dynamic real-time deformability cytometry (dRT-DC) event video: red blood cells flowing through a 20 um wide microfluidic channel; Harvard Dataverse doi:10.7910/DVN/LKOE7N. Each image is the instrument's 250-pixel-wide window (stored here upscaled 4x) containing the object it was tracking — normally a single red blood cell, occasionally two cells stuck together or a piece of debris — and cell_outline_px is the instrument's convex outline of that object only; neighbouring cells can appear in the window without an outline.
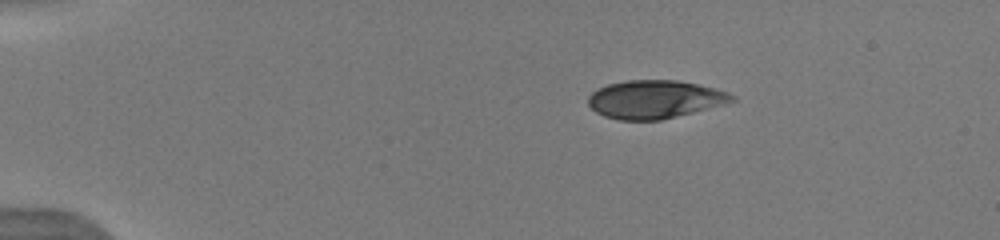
{"species": "human", "species_latin": "Homo sapiens", "temperature_condition": "warm", "stored_images_in_passage": 1, "camera_frame_rate_fps": 3000, "um_per_image_px": 0.085, "donor": {"sex": "male"}, "frame": {"image": 1, "passage_image": 1, "time_ms": 0.0, "image_size_px": [1000, 240], "cell_outline_px": [[736, 100], [724, 104], [660, 120], [620, 120], [604, 116], [596, 112], [588, 104], [588, 96], [592, 92], [608, 84], [628, 80], [676, 80], [716, 88], [728, 92], [736, 96]], "centroid_in_image_um": [55.66, 8.44], "position_along_channel_um": 29.3, "area_um2": 31.79}}